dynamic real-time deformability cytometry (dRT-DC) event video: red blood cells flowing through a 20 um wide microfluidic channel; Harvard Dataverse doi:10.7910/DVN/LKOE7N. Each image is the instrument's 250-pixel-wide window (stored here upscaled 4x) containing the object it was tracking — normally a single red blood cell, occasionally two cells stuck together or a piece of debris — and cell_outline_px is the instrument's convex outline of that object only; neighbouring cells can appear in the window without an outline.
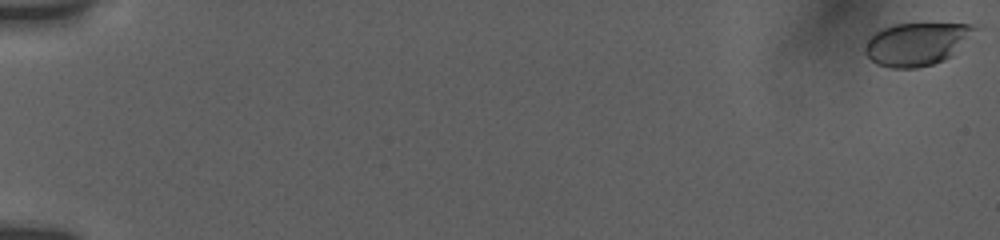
{"species": "human", "species_latin": "Homo sapiens", "temperature_condition": "room temperature", "stored_images_in_passage": 19, "camera_frame_rate_fps": 3000, "um_per_image_px": 0.085, "donor": {"sex": "female"}, "frame": {"image": 1, "passage_image": 1, "time_ms": 0.0, "image_size_px": [1000, 240], "cell_outline_px": [[980, 28], [952, 56], [944, 60], [932, 64], [916, 68], [892, 68], [876, 64], [864, 52], [864, 48], [868, 40], [876, 32], [884, 28], [896, 24], [972, 24]], "centroid_in_image_um": [77.96, 3.74], "position_along_channel_um": 7.0, "area_um2": 27.28}}
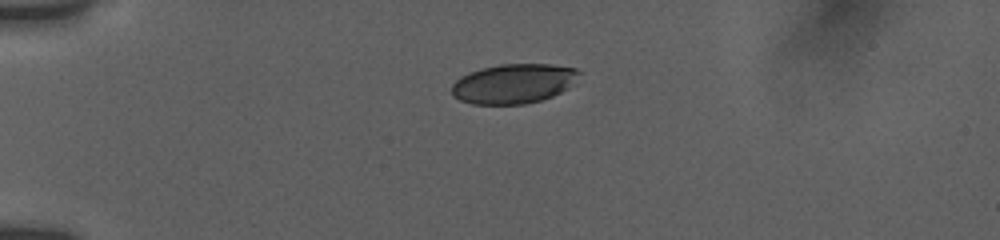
{"frame": {"image": 2, "passage_image": 14, "time_ms": 5.0, "image_size_px": [1000, 240], "cell_outline_px": [[580, 72], [568, 88], [552, 96], [540, 100], [524, 104], [472, 104], [460, 100], [452, 92], [452, 84], [460, 76], [468, 72], [500, 64], [552, 64], [576, 68]], "centroid_in_image_um": [43.64, 7.1], "position_along_channel_um": 41.4, "area_um2": 29.19}}
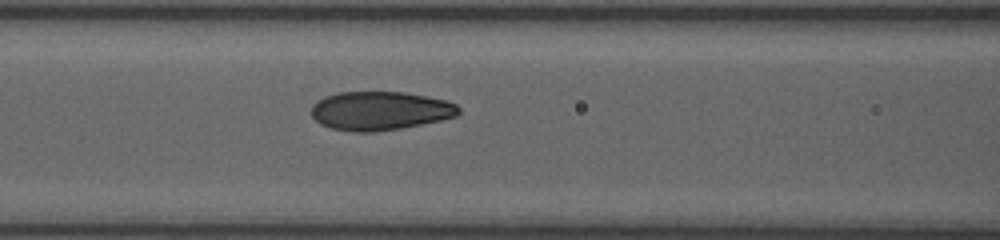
{"frame": {"image": 3, "passage_image": 19, "time_ms": 8.667, "image_size_px": [1000, 240], "cell_outline_px": [[460, 112], [456, 116], [440, 120], [400, 128], [372, 132], [356, 132], [332, 128], [320, 124], [312, 116], [312, 104], [316, 100], [324, 96], [340, 92], [404, 92], [448, 100], [456, 104], [460, 108]], "centroid_in_image_um": [32.3, 9.41], "position_along_channel_um": 134.3, "area_um2": 33.23}}